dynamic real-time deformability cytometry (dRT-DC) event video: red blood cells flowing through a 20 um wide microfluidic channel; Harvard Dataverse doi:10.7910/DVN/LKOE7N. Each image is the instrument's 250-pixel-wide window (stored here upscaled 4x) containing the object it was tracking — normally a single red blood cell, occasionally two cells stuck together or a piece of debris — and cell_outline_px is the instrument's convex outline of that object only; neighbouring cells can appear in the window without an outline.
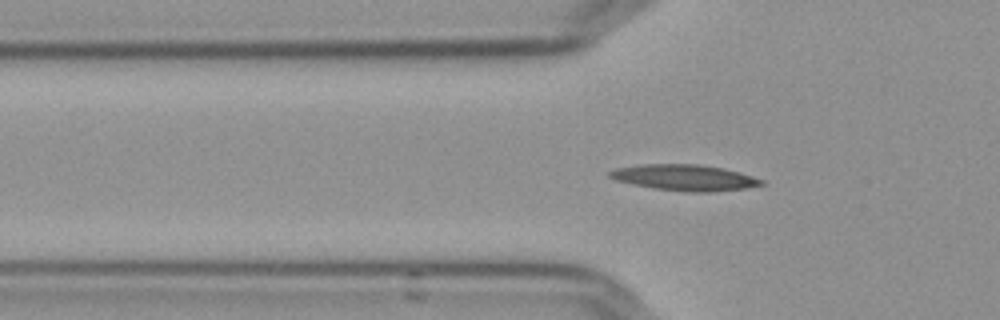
{"species": "Egyptian fruit bat (a non-hibernating species)", "species_latin": "Rousettus aegyptiacus", "temperature_condition": "cold", "stored_images_in_passage": 46, "camera_frame_rate_fps": 3000, "um_per_image_px": 0.085, "frame": {"image": 1, "passage_image": 8, "time_ms": 2.333, "image_size_px": [1000, 320], "cell_outline_px": [[764, 184], [744, 188], [708, 192], [688, 192], [656, 188], [632, 184], [616, 180], [608, 176], [608, 172], [616, 168], [640, 164], [700, 164], [724, 168], [752, 176], [764, 180]], "centroid_in_image_um": [58.18, 15.08], "position_along_channel_um": 67.6, "area_um2": 22.83}}
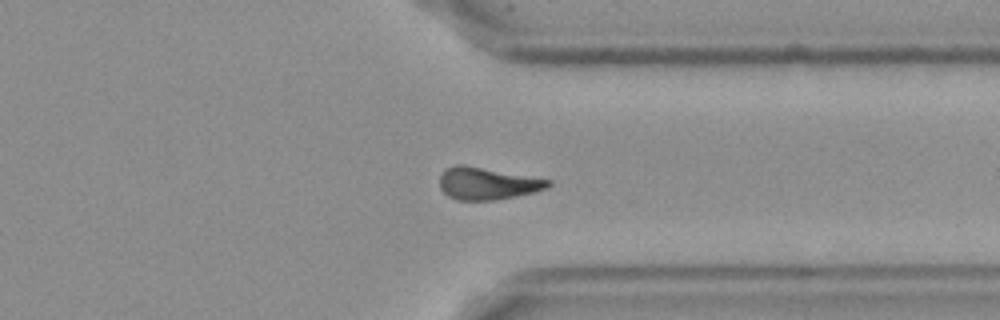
{"frame": {"image": 2, "passage_image": 33, "time_ms": 10.667, "image_size_px": [1000, 320], "cell_outline_px": [[552, 184], [548, 188], [516, 196], [496, 200], [456, 200], [448, 196], [440, 188], [440, 176], [448, 168], [456, 164], [464, 164], [552, 180]], "centroid_in_image_um": [41.43, 15.59], "position_along_channel_um": 370.0, "area_um2": 20.35}}
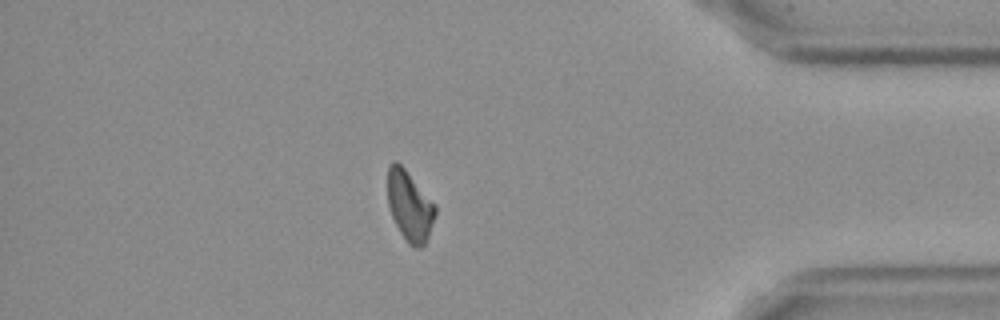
{"frame": {"image": 3, "passage_image": 38, "time_ms": 12.333, "image_size_px": [1000, 320], "cell_outline_px": [[436, 212], [428, 236], [424, 244], [420, 248], [416, 248], [408, 244], [400, 232], [392, 216], [388, 204], [388, 164], [392, 160], [396, 160], [404, 168], [436, 204]], "centroid_in_image_um": [34.81, 17.49], "position_along_channel_um": 400.4, "area_um2": 19.36}, "authors_computed_cell_mechanics": {"area_um2": 20.6346, "velocity_mm_per_s": 3.6441, "shape_relaxation_time_tau1_ms": 6.5792, "shape_relaxation_time_tau2_ms": null, "deformation_change_tau1": 0.1853, "deformation_change_tau2": null}}